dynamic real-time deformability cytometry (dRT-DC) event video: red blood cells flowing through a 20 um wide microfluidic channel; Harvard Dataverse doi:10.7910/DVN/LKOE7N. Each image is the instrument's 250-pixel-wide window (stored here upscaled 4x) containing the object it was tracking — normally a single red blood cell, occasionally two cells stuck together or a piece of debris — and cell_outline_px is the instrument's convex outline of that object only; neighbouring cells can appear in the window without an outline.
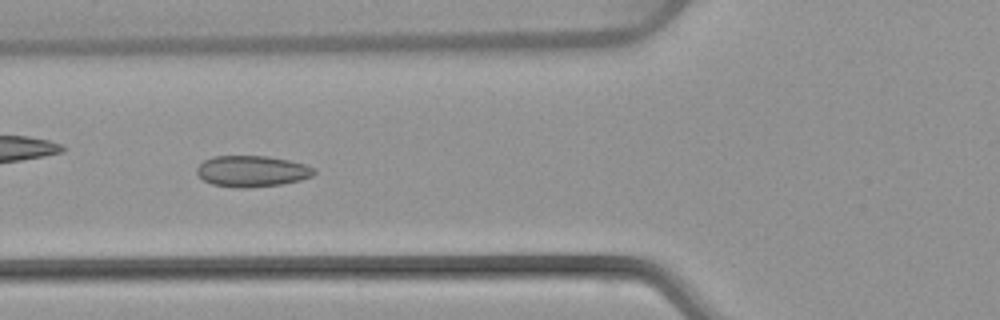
{"species": "common noctule bat (a hibernating species)", "species_latin": "Nyctalus noctula", "temperature_condition": "warm", "stored_images_in_passage": 6, "camera_frame_rate_fps": 3000, "um_per_image_px": 0.085, "animal": {"sex": "female", "body_mass_g": 22.7, "forearm_length_mm": 54.2}, "frame": {"image": 1, "passage_image": 4, "time_ms": 4.333, "image_size_px": [1000, 320], "cell_outline_px": [[316, 172], [312, 176], [300, 180], [280, 184], [244, 188], [236, 188], [212, 184], [204, 180], [196, 172], [196, 168], [204, 160], [212, 156], [268, 156], [288, 160], [304, 164], [316, 168]], "centroid_in_image_um": [21.41, 14.55], "position_along_channel_um": 104.4, "area_um2": 21.27}}
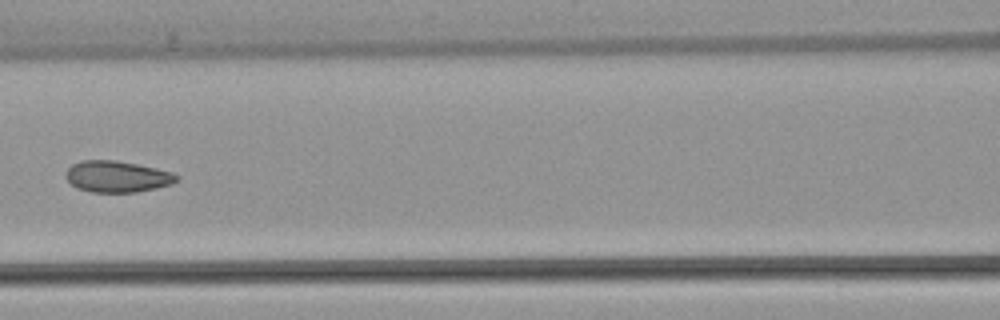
{"frame": {"image": 2, "passage_image": 5, "time_ms": 5.667, "image_size_px": [1000, 320], "cell_outline_px": [[180, 180], [172, 184], [156, 188], [136, 192], [92, 192], [76, 188], [64, 176], [68, 168], [72, 164], [80, 160], [116, 160], [156, 168], [172, 172], [180, 176]], "centroid_in_image_um": [9.97, 15.0], "position_along_channel_um": 156.6, "area_um2": 20.4}}
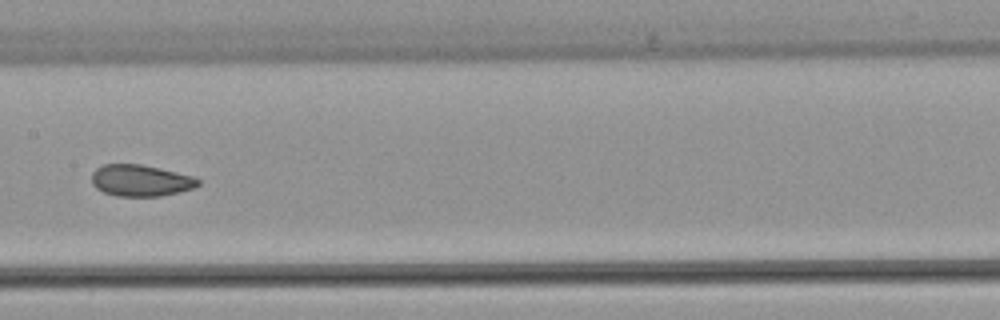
{"frame": {"image": 3, "passage_image": 6, "time_ms": 6.667, "image_size_px": [1000, 320], "cell_outline_px": [[200, 184], [192, 188], [180, 192], [160, 196], [116, 196], [104, 192], [96, 188], [92, 184], [92, 172], [96, 168], [104, 164], [140, 164], [160, 168], [192, 176], [200, 180]], "centroid_in_image_um": [11.94, 15.34], "position_along_channel_um": 195.5, "area_um2": 19.54}}